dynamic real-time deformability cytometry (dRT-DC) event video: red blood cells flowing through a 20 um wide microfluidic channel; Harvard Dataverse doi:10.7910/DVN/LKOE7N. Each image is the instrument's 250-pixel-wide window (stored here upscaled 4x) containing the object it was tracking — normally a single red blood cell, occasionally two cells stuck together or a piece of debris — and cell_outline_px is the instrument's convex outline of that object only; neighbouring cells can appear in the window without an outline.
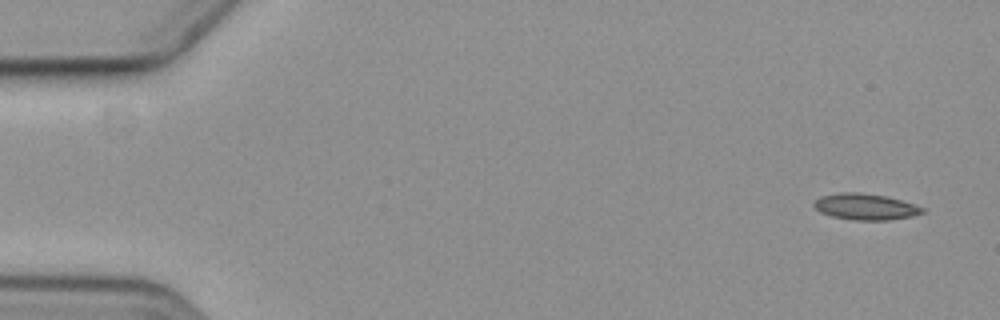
{"species": "common noctule bat (a hibernating species)", "species_latin": "Nyctalus noctula", "temperature_condition": "cold", "stored_images_in_passage": 5, "camera_frame_rate_fps": 3000, "um_per_image_px": 0.085, "animal": {"sex": "female", "body_mass_g": 19.3, "forearm_length_mm": 54.1}, "frame": {"image": 1, "passage_image": 1, "time_ms": 0.0, "image_size_px": [1000, 320], "cell_outline_px": [[924, 212], [912, 216], [888, 220], [852, 220], [832, 216], [820, 212], [812, 204], [820, 196], [840, 192], [856, 192], [884, 196], [900, 200], [924, 208]], "centroid_in_image_um": [73.52, 17.57], "position_along_channel_um": 11.5, "area_um2": 16.36}}
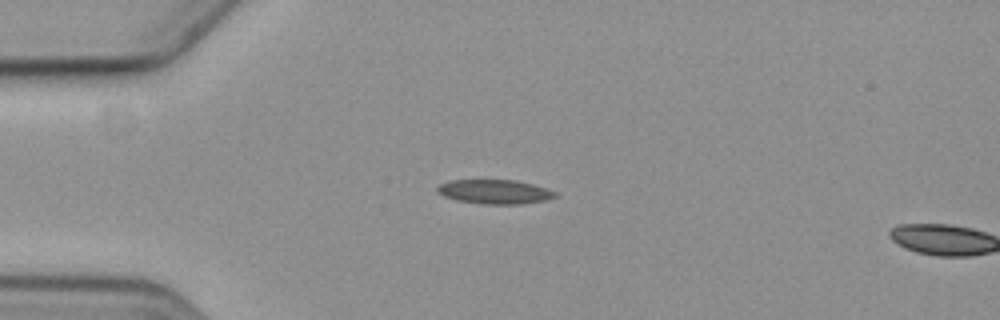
{"frame": {"image": 2, "passage_image": 4, "time_ms": 4.0, "image_size_px": [1000, 320], "cell_outline_px": [[556, 196], [548, 200], [524, 204], [480, 204], [456, 200], [444, 196], [436, 192], [436, 188], [440, 184], [452, 180], [516, 180], [532, 184], [556, 192]], "centroid_in_image_um": [42.04, 16.31], "position_along_channel_um": 43.0, "area_um2": 16.7}}